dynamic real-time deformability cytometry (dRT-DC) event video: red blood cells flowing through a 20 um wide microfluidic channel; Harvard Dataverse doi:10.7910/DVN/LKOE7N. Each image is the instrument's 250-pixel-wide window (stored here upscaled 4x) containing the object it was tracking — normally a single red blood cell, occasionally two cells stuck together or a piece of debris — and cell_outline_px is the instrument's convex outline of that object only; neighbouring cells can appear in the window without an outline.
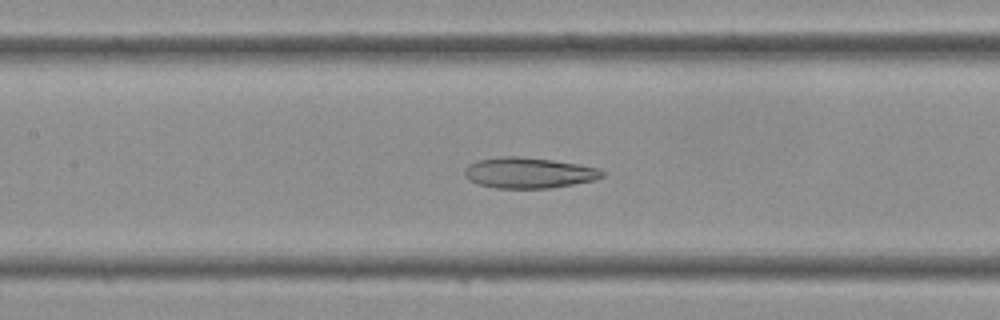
{"species": "Egyptian fruit bat (a non-hibernating species)", "species_latin": "Rousettus aegyptiacus", "temperature_condition": "cold", "stored_images_in_passage": 33, "camera_frame_rate_fps": 3000, "um_per_image_px": 0.085, "frame": {"image": 1, "passage_image": 13, "time_ms": 4.0, "image_size_px": [1000, 320], "cell_outline_px": [[604, 176], [596, 180], [548, 188], [496, 188], [480, 184], [468, 180], [464, 176], [464, 168], [468, 164], [476, 160], [500, 156], [516, 156], [552, 160], [600, 168], [604, 172]], "centroid_in_image_um": [44.91, 14.68], "position_along_channel_um": 162.5, "area_um2": 24.68}}
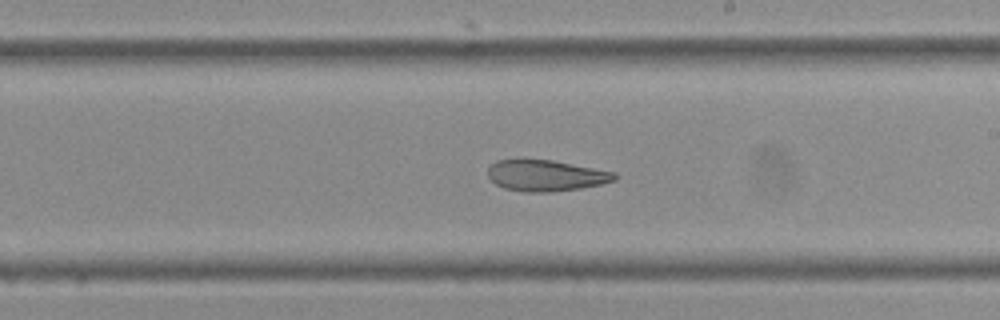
{"frame": {"image": 2, "passage_image": 18, "time_ms": 5.667, "image_size_px": [1000, 320], "cell_outline_px": [[620, 176], [616, 180], [600, 184], [580, 188], [552, 192], [524, 192], [504, 188], [496, 184], [488, 176], [488, 168], [496, 160], [552, 160], [616, 172]], "centroid_in_image_um": [46.43, 14.93], "position_along_channel_um": 242.6, "area_um2": 22.95}}
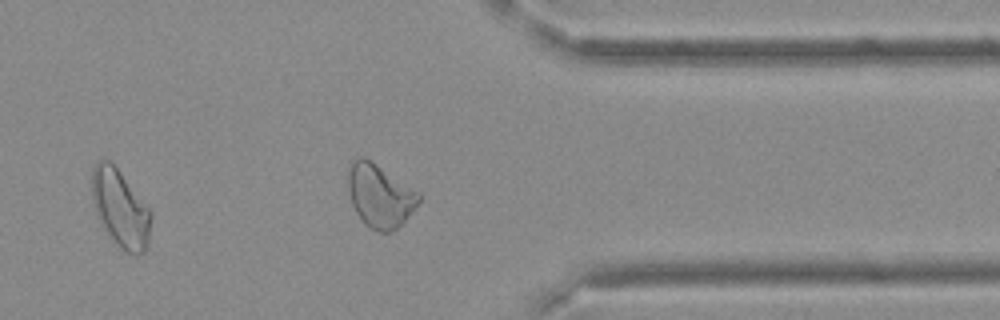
{"frame": {"image": 3, "passage_image": 27, "time_ms": 8.667, "image_size_px": [1000, 320], "cell_outline_px": [[152, 216], [148, 244], [144, 252], [136, 256], [124, 252], [112, 240], [100, 224], [92, 204], [92, 168], [96, 160], [108, 160], [120, 172], [152, 212]], "centroid_in_image_um": [10.22, 17.76], "position_along_channel_um": 401.2, "area_um2": 26.93}}